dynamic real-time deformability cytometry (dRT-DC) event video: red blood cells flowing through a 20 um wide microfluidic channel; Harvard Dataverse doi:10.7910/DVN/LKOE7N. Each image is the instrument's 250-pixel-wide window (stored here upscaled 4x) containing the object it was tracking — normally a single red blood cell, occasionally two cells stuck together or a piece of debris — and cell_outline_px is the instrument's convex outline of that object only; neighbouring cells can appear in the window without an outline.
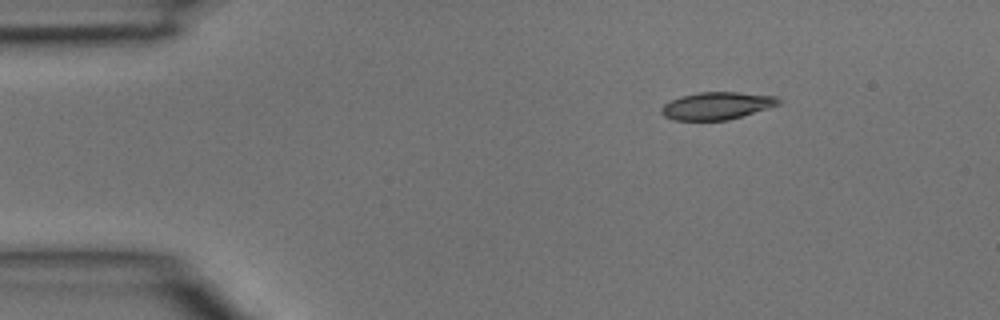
{"species": "common noctule bat (a hibernating species)", "species_latin": "Nyctalus noctula", "temperature_condition": "room temperature", "stored_images_in_passage": 4, "camera_frame_rate_fps": 3000, "um_per_image_px": 0.085, "animal": {"sex": "male", "body_mass_g": 15.6}, "frame": {"image": 1, "passage_image": 2, "time_ms": 0.333, "image_size_px": [1000, 320], "cell_outline_px": [[780, 104], [768, 108], [728, 120], [672, 120], [664, 116], [660, 112], [660, 108], [664, 104], [680, 96], [696, 92], [736, 92], [776, 96], [780, 100]], "centroid_in_image_um": [60.89, 8.99], "position_along_channel_um": 24.1, "area_um2": 18.73}}
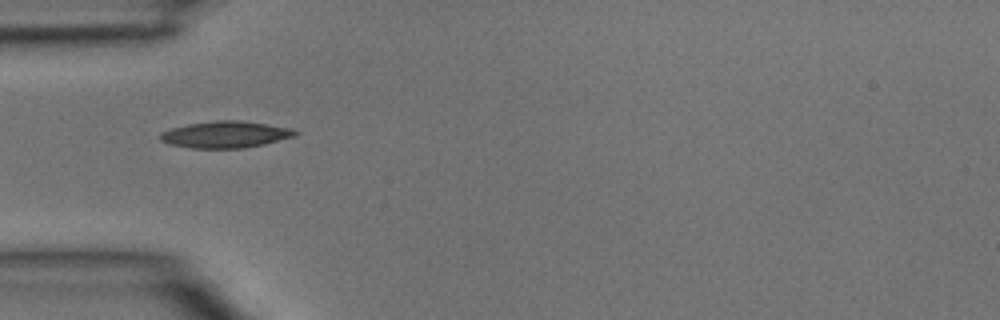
{"frame": {"image": 2, "passage_image": 4, "time_ms": 1.0, "image_size_px": [1000, 320], "cell_outline_px": [[300, 132], [296, 136], [264, 144], [244, 148], [192, 148], [172, 144], [160, 140], [160, 132], [172, 128], [188, 124], [212, 120], [240, 120], [292, 128]], "centroid_in_image_um": [19.2, 11.42], "position_along_channel_um": 65.8, "area_um2": 20.98}}